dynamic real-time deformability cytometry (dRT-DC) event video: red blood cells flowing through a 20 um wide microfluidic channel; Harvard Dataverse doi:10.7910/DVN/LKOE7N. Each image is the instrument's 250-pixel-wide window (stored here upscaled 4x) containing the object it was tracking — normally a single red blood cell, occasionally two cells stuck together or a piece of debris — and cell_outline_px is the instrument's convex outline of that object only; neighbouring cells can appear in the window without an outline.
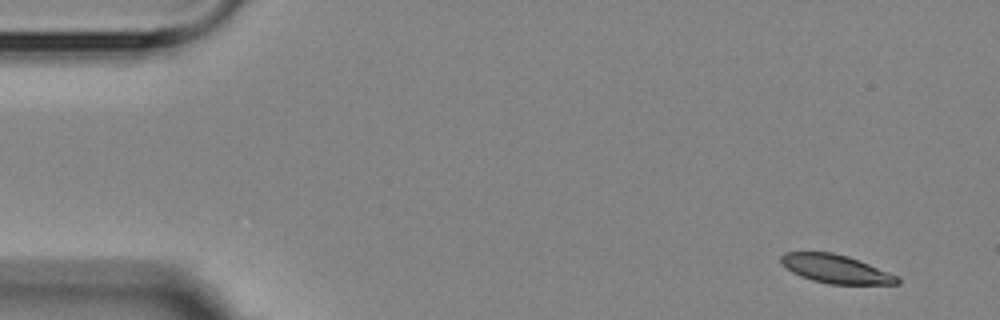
{"species": "Egyptian fruit bat (a non-hibernating species)", "species_latin": "Rousettus aegyptiacus", "temperature_condition": "room temperature", "stored_images_in_passage": 11, "camera_frame_rate_fps": 3000, "um_per_image_px": 0.085, "animal": {"sex": "female"}, "frame": {"image": 1, "passage_image": 1, "time_ms": 0.0, "image_size_px": [1000, 320], "cell_outline_px": [[900, 284], [828, 284], [812, 280], [800, 276], [792, 272], [780, 260], [780, 256], [784, 252], [832, 252], [848, 256], [900, 276]], "centroid_in_image_um": [71.07, 22.86], "position_along_channel_um": 13.9, "area_um2": 19.31}}
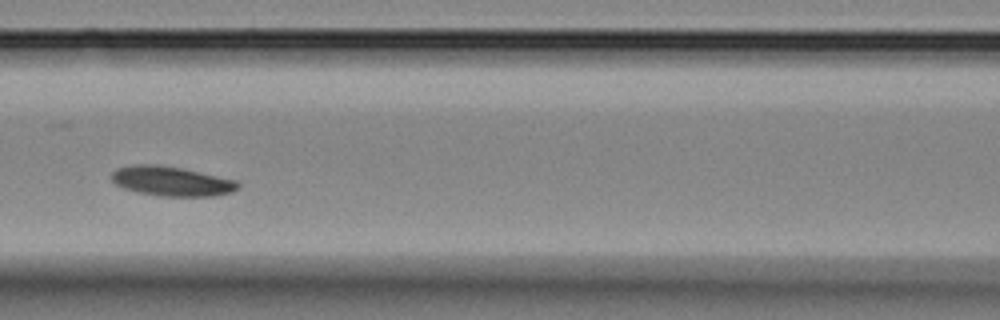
{"frame": {"image": 2, "passage_image": 7, "time_ms": 7.0, "image_size_px": [1000, 320], "cell_outline_px": [[240, 188], [232, 192], [216, 196], [160, 196], [136, 192], [124, 188], [116, 184], [112, 180], [112, 172], [116, 168], [132, 164], [160, 164], [180, 168], [236, 180], [240, 184]], "centroid_in_image_um": [14.57, 15.4], "position_along_channel_um": 152.0, "area_um2": 21.91}}
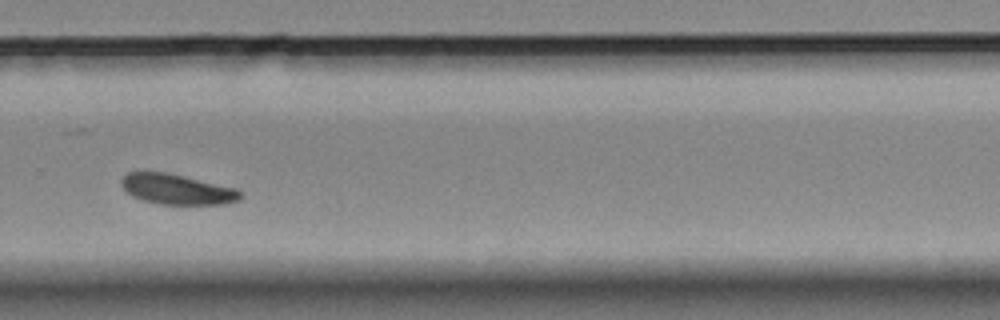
{"frame": {"image": 3, "passage_image": 11, "time_ms": 11.667, "image_size_px": [1000, 320], "cell_outline_px": [[244, 196], [240, 200], [224, 204], [160, 204], [144, 200], [132, 196], [120, 184], [120, 180], [128, 172], [164, 172], [236, 188], [244, 192]], "centroid_in_image_um": [15.09, 16.1], "position_along_channel_um": 314.7, "area_um2": 20.87}}